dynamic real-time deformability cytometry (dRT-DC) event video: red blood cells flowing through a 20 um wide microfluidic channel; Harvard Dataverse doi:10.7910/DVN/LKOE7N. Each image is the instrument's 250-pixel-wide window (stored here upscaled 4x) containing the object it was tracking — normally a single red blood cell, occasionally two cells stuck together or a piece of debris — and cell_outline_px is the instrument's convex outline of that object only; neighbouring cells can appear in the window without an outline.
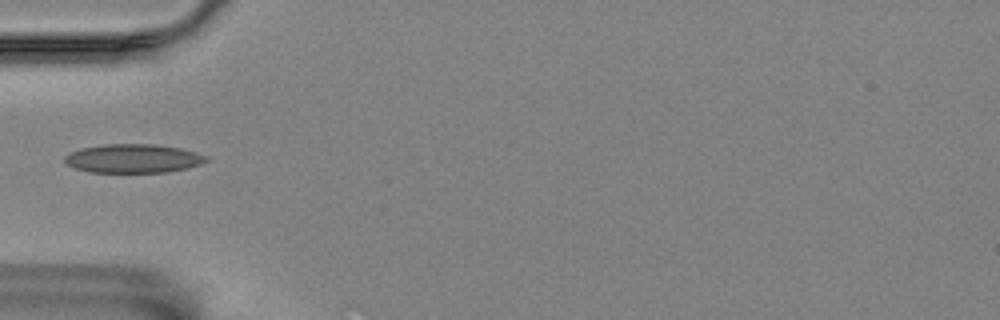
{"species": "Egyptian fruit bat (a non-hibernating species)", "species_latin": "Rousettus aegyptiacus", "temperature_condition": "room temperature", "stored_images_in_passage": 39, "camera_frame_rate_fps": 3000, "um_per_image_px": 0.085, "animal": {"sex": "female"}, "frame": {"image": 1, "passage_image": 1, "time_ms": 0.0, "image_size_px": [1000, 320], "cell_outline_px": [[208, 160], [200, 164], [188, 168], [168, 172], [88, 172], [76, 168], [68, 164], [64, 160], [64, 156], [80, 148], [104, 144], [152, 144], [180, 148], [196, 152], [208, 156]], "centroid_in_image_um": [11.34, 13.47], "position_along_channel_um": 73.7, "area_um2": 23.7}}
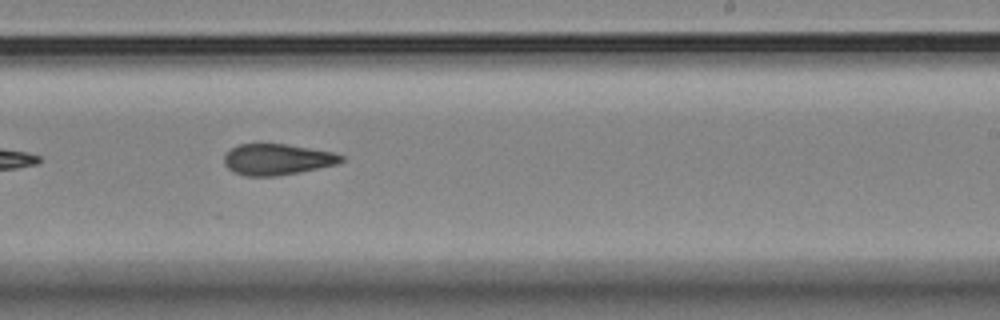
{"frame": {"image": 2, "passage_image": 17, "time_ms": 5.333, "image_size_px": [1000, 320], "cell_outline_px": [[344, 160], [336, 164], [320, 168], [300, 172], [276, 176], [244, 176], [232, 172], [224, 164], [224, 156], [232, 148], [240, 144], [284, 144], [332, 152], [344, 156]], "centroid_in_image_um": [23.54, 13.56], "position_along_channel_um": 265.5, "area_um2": 21.1}}
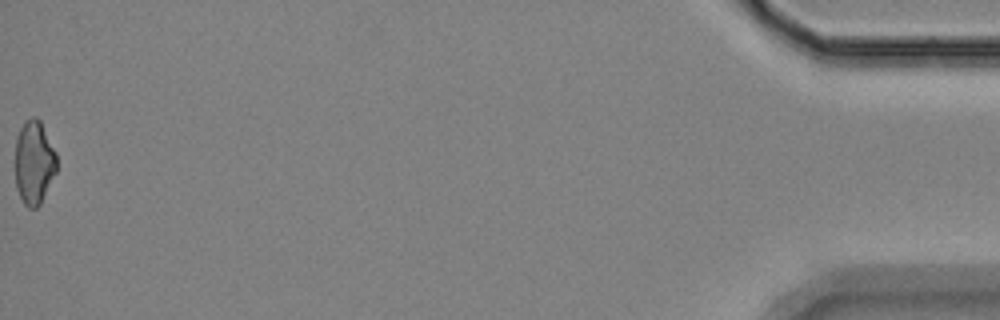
{"frame": {"image": 3, "passage_image": 39, "time_ms": 12.667, "image_size_px": [1000, 320], "cell_outline_px": [[56, 172], [40, 204], [36, 208], [28, 208], [24, 204], [16, 188], [16, 136], [20, 128], [32, 116], [36, 116], [40, 120], [56, 152]], "centroid_in_image_um": [2.9, 13.81], "position_along_channel_um": 432.3, "area_um2": 20.11}}